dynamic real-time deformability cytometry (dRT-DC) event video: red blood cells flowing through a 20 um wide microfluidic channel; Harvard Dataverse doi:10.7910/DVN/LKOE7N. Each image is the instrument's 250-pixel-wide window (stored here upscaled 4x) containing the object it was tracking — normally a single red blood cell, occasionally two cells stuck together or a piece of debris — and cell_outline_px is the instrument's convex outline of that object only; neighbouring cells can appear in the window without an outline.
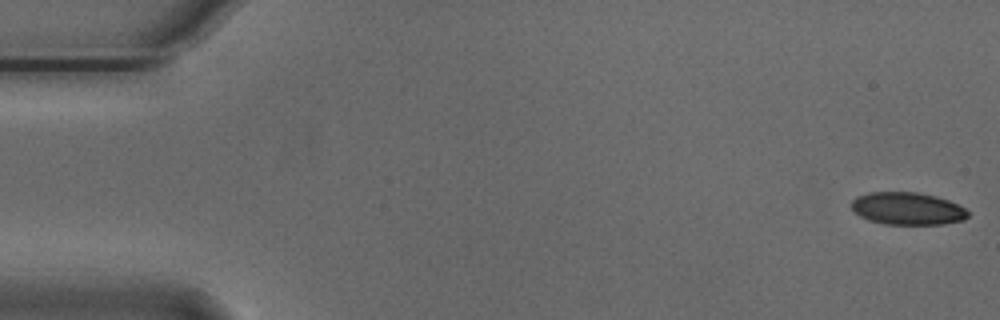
{"species": "Egyptian fruit bat (a non-hibernating species)", "species_latin": "Rousettus aegyptiacus", "temperature_condition": "cold", "stored_images_in_passage": 55, "camera_frame_rate_fps": 3000, "um_per_image_px": 0.085, "animal": {"sex": "male"}, "frame": {"image": 1, "passage_image": 1, "time_ms": 0.0, "image_size_px": [1000, 320], "cell_outline_px": [[968, 216], [964, 220], [944, 224], [884, 224], [868, 220], [860, 216], [852, 208], [852, 200], [856, 196], [868, 192], [916, 192], [936, 196], [948, 200], [964, 208], [968, 212]], "centroid_in_image_um": [77.12, 17.73], "position_along_channel_um": 7.9, "area_um2": 22.02}}
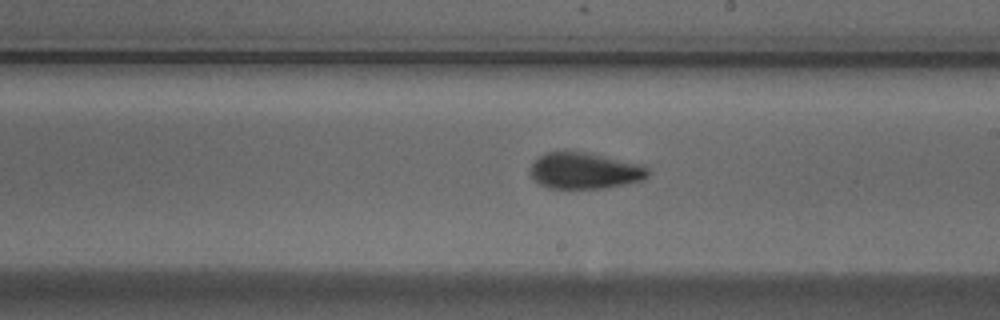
{"frame": {"image": 2, "passage_image": 31, "time_ms": 10.0, "image_size_px": [1000, 320], "cell_outline_px": [[652, 172], [644, 180], [608, 188], [548, 188], [540, 184], [528, 172], [528, 168], [544, 152], [584, 152], [640, 164], [648, 168]], "centroid_in_image_um": [49.71, 14.53], "position_along_channel_um": 239.3, "area_um2": 24.85}}
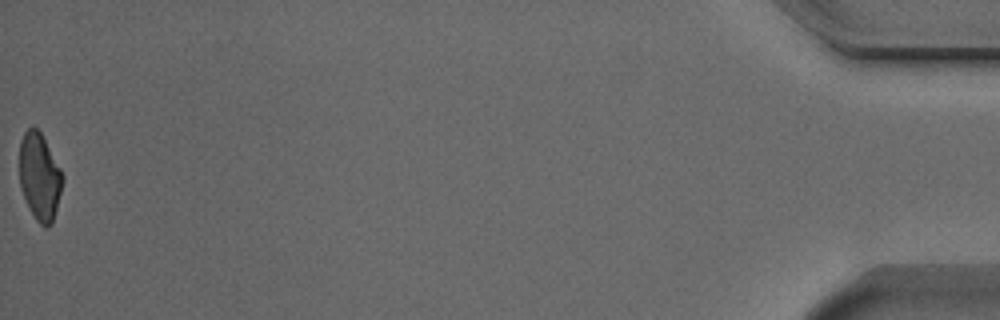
{"frame": {"image": 3, "passage_image": 55, "time_ms": 18.0, "image_size_px": [1000, 320], "cell_outline_px": [[64, 180], [52, 224], [48, 228], [44, 228], [36, 220], [28, 208], [20, 188], [20, 140], [24, 132], [28, 128], [36, 128], [40, 132], [60, 168], [64, 176]], "centroid_in_image_um": [3.37, 15.07], "position_along_channel_um": 431.8, "area_um2": 21.91}, "authors_computed_cell_mechanics": {"area_um2": 23.9292, "velocity_mm_per_s": 3.7263, "shape_relaxation_time_tau1_ms": 5.7816, "shape_relaxation_time_tau2_ms": 1.9568, "deformation_change_tau1": 0.1446, "deformation_change_tau2": 0.0634}}